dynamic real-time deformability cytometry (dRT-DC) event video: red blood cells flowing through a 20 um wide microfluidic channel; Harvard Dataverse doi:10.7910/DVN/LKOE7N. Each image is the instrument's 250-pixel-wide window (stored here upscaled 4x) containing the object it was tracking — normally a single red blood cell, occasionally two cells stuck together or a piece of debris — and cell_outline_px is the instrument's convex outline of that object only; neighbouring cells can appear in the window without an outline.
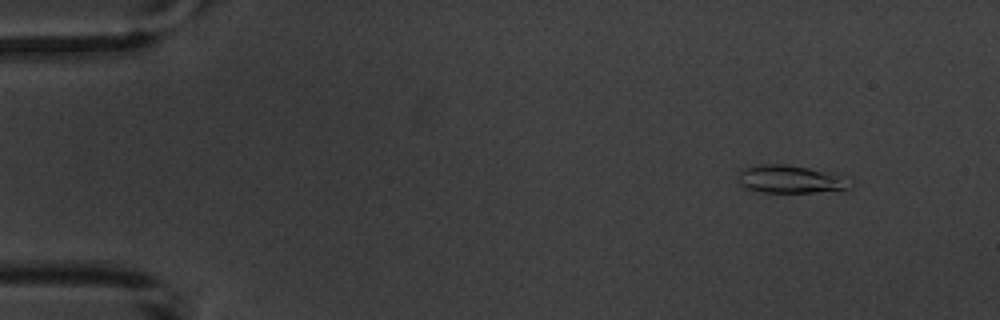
{"species": "common noctule bat (a hibernating species)", "species_latin": "Nyctalus noctula", "temperature_condition": "warm", "stored_images_in_passage": 3, "camera_frame_rate_fps": 3000, "um_per_image_px": 0.085, "animal": {"sex": "male", "body_mass_g": 20.1, "forearm_length_mm": 53.5}, "frame": {"image": 1, "passage_image": 2, "time_ms": 1.0, "image_size_px": [1000, 320], "cell_outline_px": [[848, 188], [816, 192], [764, 192], [748, 188], [740, 184], [736, 180], [740, 168], [752, 164], [788, 164], [808, 168], [840, 176], [848, 184]], "centroid_in_image_um": [66.98, 15.21], "position_along_channel_um": 18.0, "area_um2": 17.8}}